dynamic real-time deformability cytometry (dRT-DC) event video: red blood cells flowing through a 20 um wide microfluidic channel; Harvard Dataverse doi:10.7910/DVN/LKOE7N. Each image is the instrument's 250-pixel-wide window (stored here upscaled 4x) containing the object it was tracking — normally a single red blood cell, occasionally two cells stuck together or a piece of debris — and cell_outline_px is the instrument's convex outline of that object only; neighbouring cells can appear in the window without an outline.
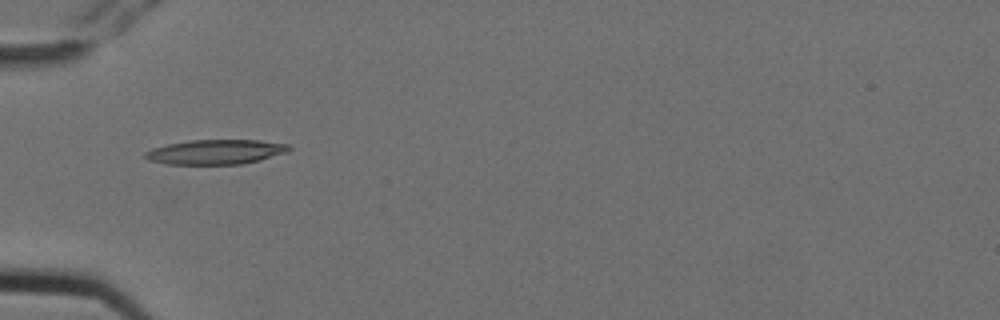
{"species": "Egyptian fruit bat (a non-hibernating species)", "species_latin": "Rousettus aegyptiacus", "temperature_condition": "cold", "stored_images_in_passage": 6, "camera_frame_rate_fps": 3000, "um_per_image_px": 0.085, "animal": {"sex": "female"}, "frame": {"image": 1, "passage_image": 5, "time_ms": 1.333, "image_size_px": [1000, 320], "cell_outline_px": [[292, 148], [288, 152], [260, 160], [240, 164], [168, 164], [148, 160], [144, 156], [144, 152], [152, 148], [168, 144], [192, 140], [260, 140], [288, 144]], "centroid_in_image_um": [18.35, 12.91], "position_along_channel_um": 66.7, "area_um2": 20.69}}
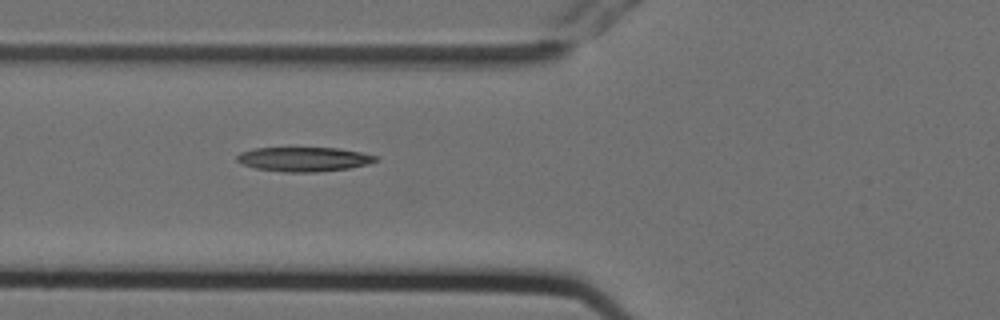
{"frame": {"image": 2, "passage_image": 6, "time_ms": 1.667, "image_size_px": [1000, 320], "cell_outline_px": [[380, 160], [368, 164], [348, 168], [316, 172], [284, 172], [256, 168], [244, 164], [236, 160], [236, 156], [240, 152], [256, 148], [340, 148], [380, 156]], "centroid_in_image_um": [25.88, 13.53], "position_along_channel_um": 99.9, "area_um2": 19.71}}